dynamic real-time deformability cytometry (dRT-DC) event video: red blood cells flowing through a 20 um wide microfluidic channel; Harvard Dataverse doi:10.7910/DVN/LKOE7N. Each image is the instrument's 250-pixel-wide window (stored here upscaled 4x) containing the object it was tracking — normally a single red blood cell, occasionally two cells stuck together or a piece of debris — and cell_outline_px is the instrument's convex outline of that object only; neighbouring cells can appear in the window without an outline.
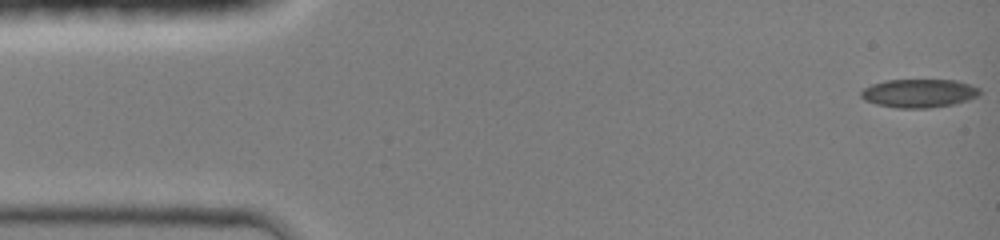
{"species": "common noctule bat (a hibernating species)", "species_latin": "Nyctalus noctula", "temperature_condition": "room temperature", "stored_images_in_passage": 45, "camera_frame_rate_fps": 3000, "um_per_image_px": 0.085, "animal": {"sex": "female", "body_mass_g": 19.0, "forearm_length_mm": 51.5}, "frame": {"image": 1, "passage_image": 1, "time_ms": 0.0, "image_size_px": [1000, 240], "cell_outline_px": [[980, 92], [976, 96], [968, 100], [952, 104], [928, 108], [896, 108], [876, 104], [864, 100], [860, 96], [860, 92], [864, 88], [872, 84], [884, 80], [956, 80], [980, 88]], "centroid_in_image_um": [78.07, 7.92], "position_along_channel_um": 6.9, "area_um2": 19.65}}
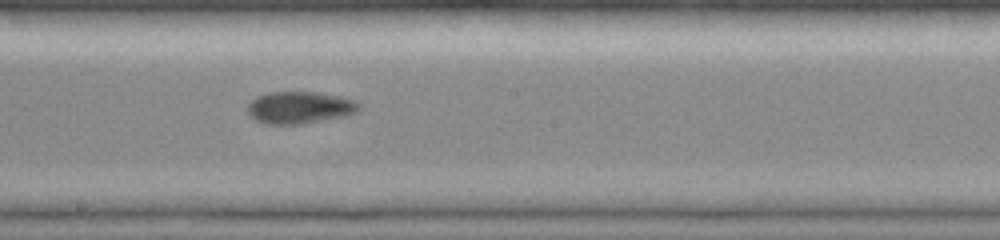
{"frame": {"image": 2, "passage_image": 25, "time_ms": 8.0, "image_size_px": [1000, 240], "cell_outline_px": [[360, 108], [356, 112], [344, 116], [300, 124], [264, 124], [256, 120], [248, 112], [248, 104], [256, 96], [268, 92], [316, 92], [340, 96], [356, 100], [360, 104]], "centroid_in_image_um": [25.48, 9.13], "position_along_channel_um": 222.7, "area_um2": 20.81}}
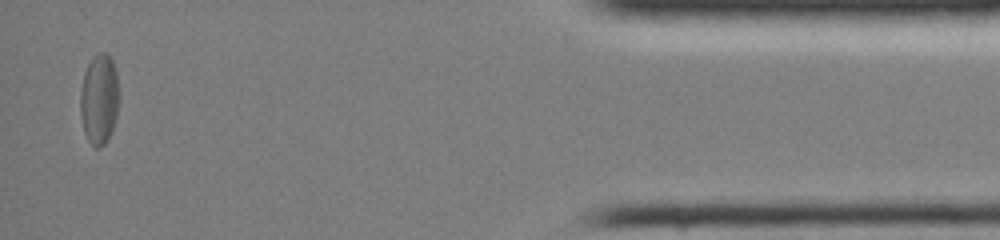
{"frame": {"image": 3, "passage_image": 44, "time_ms": 14.333, "image_size_px": [1000, 240], "cell_outline_px": [[120, 100], [112, 132], [108, 140], [100, 148], [96, 148], [88, 140], [84, 132], [80, 116], [80, 88], [84, 72], [92, 56], [96, 52], [104, 52], [112, 60], [116, 72], [120, 96]], "centroid_in_image_um": [8.43, 8.43], "position_along_channel_um": 426.8, "area_um2": 20.92}, "authors_computed_cell_mechanics": {"area_um2": 19.7098, "velocity_mm_per_s": 4.21, "shape_relaxation_time_tau1_ms": 5.3442, "shape_relaxation_time_tau2_ms": 6.1129, "deformation_change_tau1": 0.0948, "deformation_change_tau2": 0.1169}}